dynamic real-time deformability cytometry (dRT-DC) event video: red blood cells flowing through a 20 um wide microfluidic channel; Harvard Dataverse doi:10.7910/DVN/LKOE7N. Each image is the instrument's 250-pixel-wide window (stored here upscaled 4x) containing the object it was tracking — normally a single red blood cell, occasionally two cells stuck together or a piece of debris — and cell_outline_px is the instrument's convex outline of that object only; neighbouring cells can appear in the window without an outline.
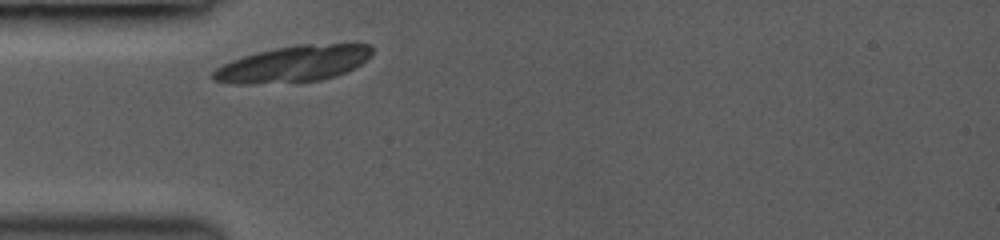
{"species": "common noctule bat (a hibernating species)", "species_latin": "Nyctalus noctula", "temperature_condition": "room temperature", "stored_images_in_passage": 4, "camera_frame_rate_fps": 3000, "um_per_image_px": 0.085, "animal": {"sex": "female", "body_mass_g": 19.0, "forearm_length_mm": 53.3}, "frame": {"image": 1, "passage_image": 1, "time_ms": 0.0, "image_size_px": [1000, 240], "cell_outline_px": [[372, 56], [360, 64], [336, 76], [320, 80], [252, 84], [232, 84], [212, 80], [212, 72], [216, 68], [232, 60], [256, 52], [276, 48], [300, 44], [372, 44]], "centroid_in_image_um": [24.93, 5.43], "position_along_channel_um": 60.1, "area_um2": 33.41}}